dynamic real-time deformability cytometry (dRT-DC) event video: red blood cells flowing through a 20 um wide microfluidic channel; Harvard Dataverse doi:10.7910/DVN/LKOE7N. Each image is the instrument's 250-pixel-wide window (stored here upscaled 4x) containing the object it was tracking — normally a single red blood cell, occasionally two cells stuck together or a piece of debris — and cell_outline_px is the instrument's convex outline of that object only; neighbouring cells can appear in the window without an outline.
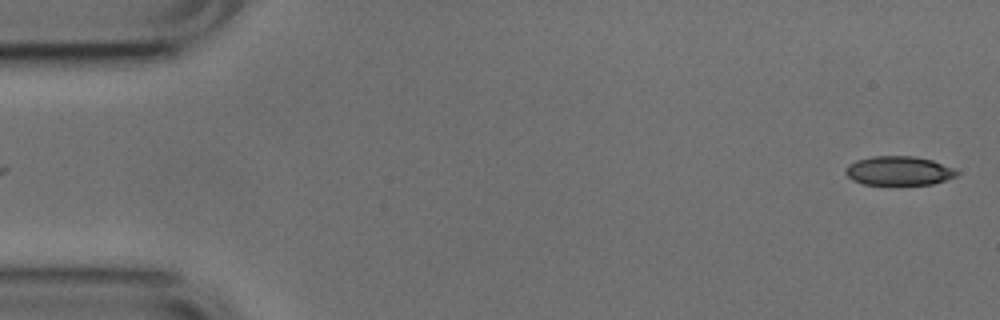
{"species": "common noctule bat (a hibernating species)", "species_latin": "Nyctalus noctula", "temperature_condition": "cold", "stored_images_in_passage": 51, "camera_frame_rate_fps": 3000, "um_per_image_px": 0.085, "animal": {"sex": "male", "body_mass_g": 17.9, "forearm_length_mm": 54.2}, "frame": {"image": 1, "passage_image": 1, "time_ms": 0.0, "image_size_px": [1000, 320], "cell_outline_px": [[960, 172], [956, 176], [932, 184], [892, 188], [864, 184], [852, 180], [844, 172], [848, 164], [856, 160], [872, 156], [912, 156], [932, 160], [952, 168]], "centroid_in_image_um": [76.35, 14.57], "position_along_channel_um": 8.6, "area_um2": 19.65}}
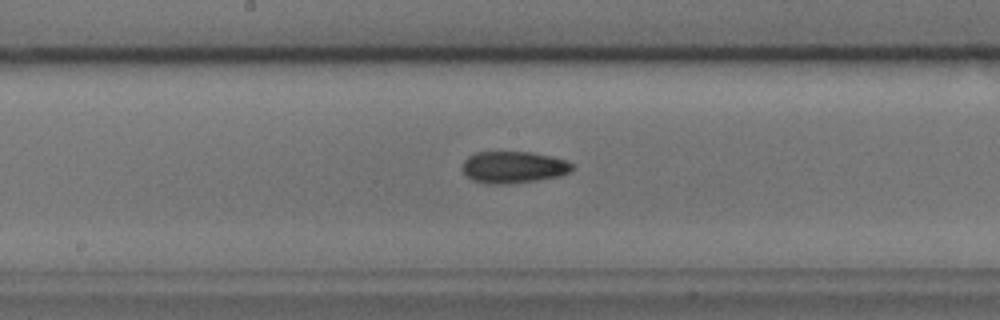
{"frame": {"image": 2, "passage_image": 26, "time_ms": 8.333, "image_size_px": [1000, 320], "cell_outline_px": [[576, 168], [560, 176], [536, 180], [508, 184], [488, 184], [472, 180], [464, 172], [464, 160], [468, 156], [476, 152], [532, 152], [552, 156], [568, 160], [576, 164]], "centroid_in_image_um": [43.71, 14.2], "position_along_channel_um": 204.5, "area_um2": 20.52}}
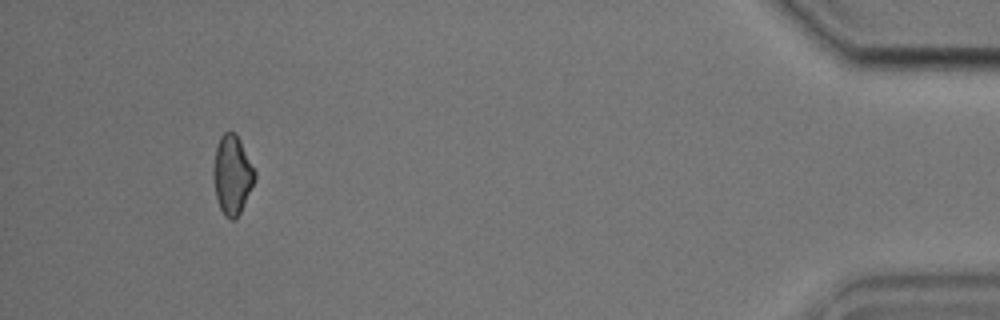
{"frame": {"image": 3, "passage_image": 48, "time_ms": 15.667, "image_size_px": [1000, 320], "cell_outline_px": [[256, 176], [244, 204], [236, 220], [228, 220], [224, 216], [220, 208], [216, 196], [212, 176], [212, 172], [216, 148], [220, 136], [224, 132], [236, 132], [256, 172]], "centroid_in_image_um": [19.72, 14.87], "position_along_channel_um": 415.5, "area_um2": 19.07}, "authors_computed_cell_mechanics": {"area_um2": 19.5942, "velocity_mm_per_s": 3.8211, "shape_relaxation_time_tau1_ms": null, "shape_relaxation_time_tau2_ms": 3.5705, "deformation_change_tau1": null, "deformation_change_tau2": 0.0862}}